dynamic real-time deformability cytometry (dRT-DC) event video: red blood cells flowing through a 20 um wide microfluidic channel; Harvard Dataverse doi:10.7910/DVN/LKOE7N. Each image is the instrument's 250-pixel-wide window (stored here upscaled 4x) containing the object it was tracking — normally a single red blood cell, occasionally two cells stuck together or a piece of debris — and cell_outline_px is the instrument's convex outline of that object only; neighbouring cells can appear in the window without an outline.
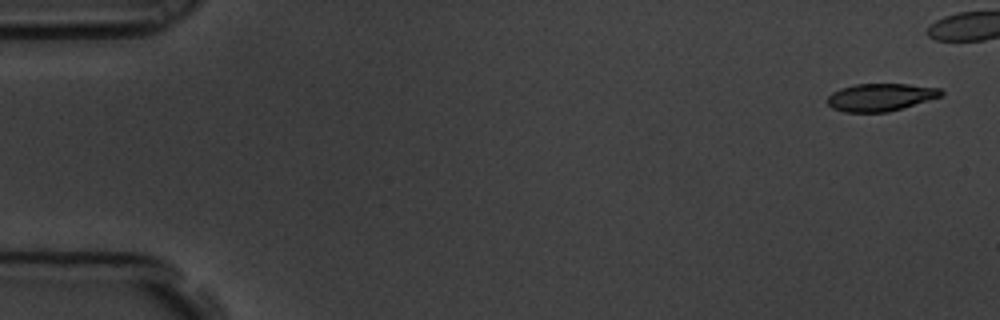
{"species": "common noctule bat (a hibernating species)", "species_latin": "Nyctalus noctula", "temperature_condition": "room temperature", "stored_images_in_passage": 11, "camera_frame_rate_fps": 3000, "um_per_image_px": 0.085, "animal": {"sex": "male", "body_mass_g": 19.5, "forearm_length_mm": 54.6}, "frame": {"image": 1, "passage_image": 1, "time_ms": 0.0, "image_size_px": [1000, 320], "cell_outline_px": [[944, 96], [888, 112], [844, 112], [832, 108], [824, 100], [832, 92], [840, 88], [856, 84], [908, 84], [940, 88], [944, 92]], "centroid_in_image_um": [74.84, 8.26], "position_along_channel_um": 10.2, "area_um2": 18.5}}